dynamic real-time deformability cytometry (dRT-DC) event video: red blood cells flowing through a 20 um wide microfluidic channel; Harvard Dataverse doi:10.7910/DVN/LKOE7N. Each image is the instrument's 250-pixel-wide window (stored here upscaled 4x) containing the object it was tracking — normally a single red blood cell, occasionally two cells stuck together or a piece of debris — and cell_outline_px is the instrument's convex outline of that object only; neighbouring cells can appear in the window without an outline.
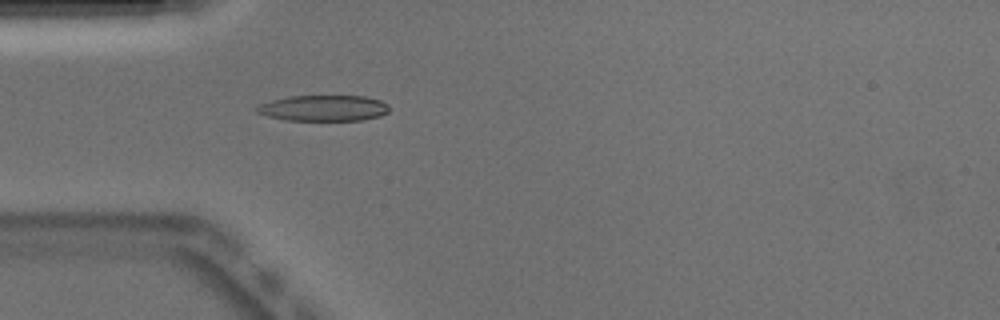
{"species": "Egyptian fruit bat (a non-hibernating species)", "species_latin": "Rousettus aegyptiacus", "temperature_condition": "warm", "stored_images_in_passage": 51, "camera_frame_rate_fps": 3000, "um_per_image_px": 0.085, "animal": {"sex": "male"}, "frame": {"image": 1, "passage_image": 15, "time_ms": 4.667, "image_size_px": [1000, 320], "cell_outline_px": [[388, 112], [380, 116], [364, 120], [284, 120], [268, 116], [256, 112], [256, 108], [260, 104], [272, 100], [288, 96], [364, 96], [380, 100], [388, 104]], "centroid_in_image_um": [27.51, 9.19], "position_along_channel_um": 57.5, "area_um2": 19.94}, "authors_computed_cell_mechanics": {"area_um2": 20.4612, "velocity_mm_per_s": 3.9049, "shape_relaxation_time_tau1_ms": null, "shape_relaxation_time_tau2_ms": 2.0801, "deformation_change_tau1": null, "deformation_change_tau2": 0.1048}}